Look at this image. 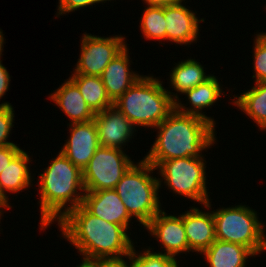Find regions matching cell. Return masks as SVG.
<instances>
[{"instance_id":"cell-1","label":"cell","mask_w":266,"mask_h":267,"mask_svg":"<svg viewBox=\"0 0 266 267\" xmlns=\"http://www.w3.org/2000/svg\"><path fill=\"white\" fill-rule=\"evenodd\" d=\"M62 234L87 258L123 261L133 249L126 229L93 216L82 205L68 211L58 222Z\"/></svg>"},{"instance_id":"cell-2","label":"cell","mask_w":266,"mask_h":267,"mask_svg":"<svg viewBox=\"0 0 266 267\" xmlns=\"http://www.w3.org/2000/svg\"><path fill=\"white\" fill-rule=\"evenodd\" d=\"M158 137L144 159L155 168L174 158L202 157L215 141V125L196 115L174 109L158 126Z\"/></svg>"},{"instance_id":"cell-3","label":"cell","mask_w":266,"mask_h":267,"mask_svg":"<svg viewBox=\"0 0 266 267\" xmlns=\"http://www.w3.org/2000/svg\"><path fill=\"white\" fill-rule=\"evenodd\" d=\"M45 170L40 174L38 184L41 194V230L52 224L54 219L59 222L68 211L82 205L85 195L78 192H85L82 171L63 153L59 152ZM67 203L71 205L65 207Z\"/></svg>"},{"instance_id":"cell-4","label":"cell","mask_w":266,"mask_h":267,"mask_svg":"<svg viewBox=\"0 0 266 267\" xmlns=\"http://www.w3.org/2000/svg\"><path fill=\"white\" fill-rule=\"evenodd\" d=\"M177 98L158 79L141 76L113 106L134 126L155 128L175 109Z\"/></svg>"},{"instance_id":"cell-5","label":"cell","mask_w":266,"mask_h":267,"mask_svg":"<svg viewBox=\"0 0 266 267\" xmlns=\"http://www.w3.org/2000/svg\"><path fill=\"white\" fill-rule=\"evenodd\" d=\"M153 170L156 168L152 164L141 160L129 168L115 187L129 215L144 227L161 211L158 190L162 181L150 176Z\"/></svg>"},{"instance_id":"cell-6","label":"cell","mask_w":266,"mask_h":267,"mask_svg":"<svg viewBox=\"0 0 266 267\" xmlns=\"http://www.w3.org/2000/svg\"><path fill=\"white\" fill-rule=\"evenodd\" d=\"M213 216L216 239L243 245L255 255L266 250L264 225L253 209L238 205L213 211Z\"/></svg>"},{"instance_id":"cell-7","label":"cell","mask_w":266,"mask_h":267,"mask_svg":"<svg viewBox=\"0 0 266 267\" xmlns=\"http://www.w3.org/2000/svg\"><path fill=\"white\" fill-rule=\"evenodd\" d=\"M159 168L164 183L179 195L186 196L210 209L206 187L205 163L202 157L174 158L162 161Z\"/></svg>"},{"instance_id":"cell-8","label":"cell","mask_w":266,"mask_h":267,"mask_svg":"<svg viewBox=\"0 0 266 267\" xmlns=\"http://www.w3.org/2000/svg\"><path fill=\"white\" fill-rule=\"evenodd\" d=\"M133 164L123 150L100 146L82 171L85 192L115 189Z\"/></svg>"},{"instance_id":"cell-9","label":"cell","mask_w":266,"mask_h":267,"mask_svg":"<svg viewBox=\"0 0 266 267\" xmlns=\"http://www.w3.org/2000/svg\"><path fill=\"white\" fill-rule=\"evenodd\" d=\"M124 39L120 35L104 38L85 33L74 74L100 77L110 61L127 47Z\"/></svg>"},{"instance_id":"cell-10","label":"cell","mask_w":266,"mask_h":267,"mask_svg":"<svg viewBox=\"0 0 266 267\" xmlns=\"http://www.w3.org/2000/svg\"><path fill=\"white\" fill-rule=\"evenodd\" d=\"M69 126L72 127L70 128V138L60 152L83 171L96 150L100 147L97 128L94 120L84 123H73Z\"/></svg>"},{"instance_id":"cell-11","label":"cell","mask_w":266,"mask_h":267,"mask_svg":"<svg viewBox=\"0 0 266 267\" xmlns=\"http://www.w3.org/2000/svg\"><path fill=\"white\" fill-rule=\"evenodd\" d=\"M151 235L159 240L166 255L175 258L177 254L189 252L185 227L183 224V214L179 217L166 215L164 210L159 211L145 226Z\"/></svg>"},{"instance_id":"cell-12","label":"cell","mask_w":266,"mask_h":267,"mask_svg":"<svg viewBox=\"0 0 266 267\" xmlns=\"http://www.w3.org/2000/svg\"><path fill=\"white\" fill-rule=\"evenodd\" d=\"M82 206L93 216L122 225L126 230L132 218L115 189L84 192Z\"/></svg>"},{"instance_id":"cell-13","label":"cell","mask_w":266,"mask_h":267,"mask_svg":"<svg viewBox=\"0 0 266 267\" xmlns=\"http://www.w3.org/2000/svg\"><path fill=\"white\" fill-rule=\"evenodd\" d=\"M100 146L122 149V144L129 141L135 126L114 106L95 113Z\"/></svg>"},{"instance_id":"cell-14","label":"cell","mask_w":266,"mask_h":267,"mask_svg":"<svg viewBox=\"0 0 266 267\" xmlns=\"http://www.w3.org/2000/svg\"><path fill=\"white\" fill-rule=\"evenodd\" d=\"M198 20L195 13L187 9L181 2L165 4L166 40L174 43L191 44L197 40Z\"/></svg>"},{"instance_id":"cell-15","label":"cell","mask_w":266,"mask_h":267,"mask_svg":"<svg viewBox=\"0 0 266 267\" xmlns=\"http://www.w3.org/2000/svg\"><path fill=\"white\" fill-rule=\"evenodd\" d=\"M189 251L202 253L216 240L213 212L192 208L183 214Z\"/></svg>"},{"instance_id":"cell-16","label":"cell","mask_w":266,"mask_h":267,"mask_svg":"<svg viewBox=\"0 0 266 267\" xmlns=\"http://www.w3.org/2000/svg\"><path fill=\"white\" fill-rule=\"evenodd\" d=\"M128 53L126 47L110 61L100 76L106 92L113 102L141 77L130 71Z\"/></svg>"},{"instance_id":"cell-17","label":"cell","mask_w":266,"mask_h":267,"mask_svg":"<svg viewBox=\"0 0 266 267\" xmlns=\"http://www.w3.org/2000/svg\"><path fill=\"white\" fill-rule=\"evenodd\" d=\"M50 99L71 119V124L89 122L95 117L79 88L70 78L50 95Z\"/></svg>"},{"instance_id":"cell-18","label":"cell","mask_w":266,"mask_h":267,"mask_svg":"<svg viewBox=\"0 0 266 267\" xmlns=\"http://www.w3.org/2000/svg\"><path fill=\"white\" fill-rule=\"evenodd\" d=\"M221 93L222 89L220 88L218 80L216 77L211 76L205 82L198 84L196 87L184 93L187 95L192 108H185V106L179 103V99H177L178 102H175V109L182 114L200 116L214 125L215 121L200 111L203 108L213 105V103L220 98Z\"/></svg>"},{"instance_id":"cell-19","label":"cell","mask_w":266,"mask_h":267,"mask_svg":"<svg viewBox=\"0 0 266 267\" xmlns=\"http://www.w3.org/2000/svg\"><path fill=\"white\" fill-rule=\"evenodd\" d=\"M210 267H245L247 257L255 254L247 247L216 239L202 252Z\"/></svg>"},{"instance_id":"cell-20","label":"cell","mask_w":266,"mask_h":267,"mask_svg":"<svg viewBox=\"0 0 266 267\" xmlns=\"http://www.w3.org/2000/svg\"><path fill=\"white\" fill-rule=\"evenodd\" d=\"M29 155L21 150L9 163L8 167L0 173V194L8 201L7 191L20 192L31 185L29 173Z\"/></svg>"},{"instance_id":"cell-21","label":"cell","mask_w":266,"mask_h":267,"mask_svg":"<svg viewBox=\"0 0 266 267\" xmlns=\"http://www.w3.org/2000/svg\"><path fill=\"white\" fill-rule=\"evenodd\" d=\"M70 79L77 85L85 102L94 113L104 111L114 105L99 76L72 74Z\"/></svg>"},{"instance_id":"cell-22","label":"cell","mask_w":266,"mask_h":267,"mask_svg":"<svg viewBox=\"0 0 266 267\" xmlns=\"http://www.w3.org/2000/svg\"><path fill=\"white\" fill-rule=\"evenodd\" d=\"M251 90L242 93L235 99L239 109H242L250 119L257 123V126L265 131L266 129V82L256 83Z\"/></svg>"},{"instance_id":"cell-23","label":"cell","mask_w":266,"mask_h":267,"mask_svg":"<svg viewBox=\"0 0 266 267\" xmlns=\"http://www.w3.org/2000/svg\"><path fill=\"white\" fill-rule=\"evenodd\" d=\"M171 71V85L181 93H185L211 77L205 75L203 66L193 59L179 62Z\"/></svg>"},{"instance_id":"cell-24","label":"cell","mask_w":266,"mask_h":267,"mask_svg":"<svg viewBox=\"0 0 266 267\" xmlns=\"http://www.w3.org/2000/svg\"><path fill=\"white\" fill-rule=\"evenodd\" d=\"M147 5L140 22L144 37L149 40H166L165 5Z\"/></svg>"},{"instance_id":"cell-25","label":"cell","mask_w":266,"mask_h":267,"mask_svg":"<svg viewBox=\"0 0 266 267\" xmlns=\"http://www.w3.org/2000/svg\"><path fill=\"white\" fill-rule=\"evenodd\" d=\"M128 258L131 267H178L176 258L162 252H151L150 248L137 255L133 247Z\"/></svg>"},{"instance_id":"cell-26","label":"cell","mask_w":266,"mask_h":267,"mask_svg":"<svg viewBox=\"0 0 266 267\" xmlns=\"http://www.w3.org/2000/svg\"><path fill=\"white\" fill-rule=\"evenodd\" d=\"M254 46V71L256 83L266 82V33L256 35Z\"/></svg>"},{"instance_id":"cell-27","label":"cell","mask_w":266,"mask_h":267,"mask_svg":"<svg viewBox=\"0 0 266 267\" xmlns=\"http://www.w3.org/2000/svg\"><path fill=\"white\" fill-rule=\"evenodd\" d=\"M13 107L10 103L4 102L0 104V147L16 145L7 141L11 128L13 126Z\"/></svg>"},{"instance_id":"cell-28","label":"cell","mask_w":266,"mask_h":267,"mask_svg":"<svg viewBox=\"0 0 266 267\" xmlns=\"http://www.w3.org/2000/svg\"><path fill=\"white\" fill-rule=\"evenodd\" d=\"M110 1V0H59L57 15L69 13L79 8L86 7L95 3Z\"/></svg>"},{"instance_id":"cell-29","label":"cell","mask_w":266,"mask_h":267,"mask_svg":"<svg viewBox=\"0 0 266 267\" xmlns=\"http://www.w3.org/2000/svg\"><path fill=\"white\" fill-rule=\"evenodd\" d=\"M17 145L0 147V173L8 167L12 159L21 151Z\"/></svg>"},{"instance_id":"cell-30","label":"cell","mask_w":266,"mask_h":267,"mask_svg":"<svg viewBox=\"0 0 266 267\" xmlns=\"http://www.w3.org/2000/svg\"><path fill=\"white\" fill-rule=\"evenodd\" d=\"M10 75L7 72L6 68L1 64L0 59V98L6 93L9 89Z\"/></svg>"},{"instance_id":"cell-31","label":"cell","mask_w":266,"mask_h":267,"mask_svg":"<svg viewBox=\"0 0 266 267\" xmlns=\"http://www.w3.org/2000/svg\"><path fill=\"white\" fill-rule=\"evenodd\" d=\"M77 267H102V260L83 257L82 263Z\"/></svg>"},{"instance_id":"cell-32","label":"cell","mask_w":266,"mask_h":267,"mask_svg":"<svg viewBox=\"0 0 266 267\" xmlns=\"http://www.w3.org/2000/svg\"><path fill=\"white\" fill-rule=\"evenodd\" d=\"M128 263L123 261H105L102 260V267H131V265H127Z\"/></svg>"},{"instance_id":"cell-33","label":"cell","mask_w":266,"mask_h":267,"mask_svg":"<svg viewBox=\"0 0 266 267\" xmlns=\"http://www.w3.org/2000/svg\"><path fill=\"white\" fill-rule=\"evenodd\" d=\"M147 4H158V5H165V4H174L178 2H182V0H143Z\"/></svg>"},{"instance_id":"cell-34","label":"cell","mask_w":266,"mask_h":267,"mask_svg":"<svg viewBox=\"0 0 266 267\" xmlns=\"http://www.w3.org/2000/svg\"><path fill=\"white\" fill-rule=\"evenodd\" d=\"M9 205L10 204L8 203V201L6 199H4L3 196L0 194V209L1 208H8V209H10L11 207ZM2 212L3 211L0 210V216H1Z\"/></svg>"},{"instance_id":"cell-35","label":"cell","mask_w":266,"mask_h":267,"mask_svg":"<svg viewBox=\"0 0 266 267\" xmlns=\"http://www.w3.org/2000/svg\"><path fill=\"white\" fill-rule=\"evenodd\" d=\"M3 43H4V38H3V35H2V32L0 30V57H1V54H2V46H3Z\"/></svg>"}]
</instances>
